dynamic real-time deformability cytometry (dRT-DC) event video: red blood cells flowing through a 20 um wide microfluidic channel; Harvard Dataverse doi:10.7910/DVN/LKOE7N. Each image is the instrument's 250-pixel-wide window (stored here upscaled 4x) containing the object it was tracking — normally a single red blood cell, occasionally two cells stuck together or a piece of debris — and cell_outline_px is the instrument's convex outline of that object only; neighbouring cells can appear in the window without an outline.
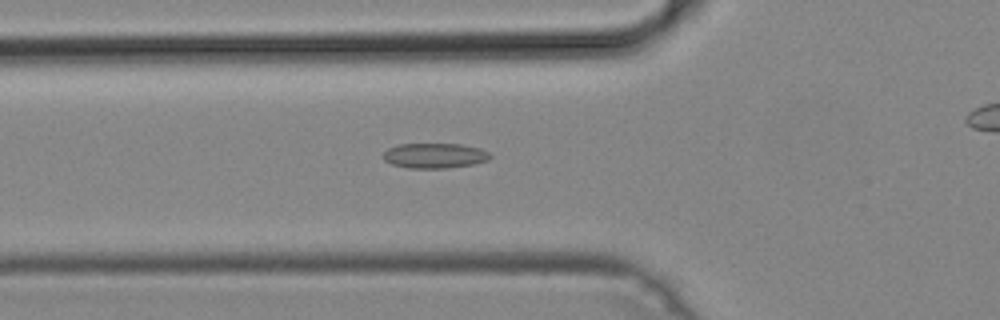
{"species": "common noctule bat (a hibernating species)", "species_latin": "Nyctalus noctula", "temperature_condition": "cold", "stored_images_in_passage": 43, "camera_frame_rate_fps": 3000, "um_per_image_px": 0.085, "animal": {"sex": "male", "body_mass_g": 19.2, "forearm_length_mm": 51.8}, "frame": {"image": 1, "passage_image": 17, "time_ms": 5.333, "image_size_px": [1000, 320], "cell_outline_px": [[492, 156], [488, 160], [472, 164], [448, 168], [408, 168], [392, 164], [384, 160], [384, 152], [388, 148], [400, 144], [460, 144], [480, 148], [488, 152]], "centroid_in_image_um": [36.95, 13.23], "position_along_channel_um": 88.9, "area_um2": 15.55}}
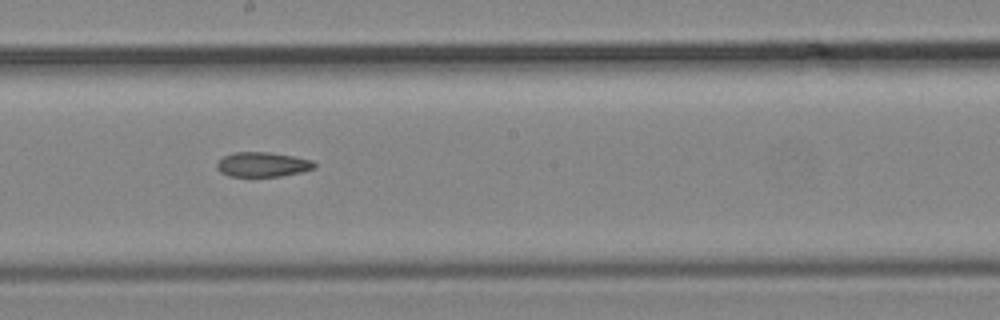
{"frame": {"image": 2, "passage_image": 27, "time_ms": 8.667, "image_size_px": [1000, 320], "cell_outline_px": [[316, 168], [300, 172], [280, 176], [228, 176], [220, 172], [216, 168], [216, 164], [224, 156], [232, 152], [268, 152], [292, 156], [312, 160], [316, 164]], "centroid_in_image_um": [22.3, 13.98], "position_along_channel_um": 225.9, "area_um2": 13.99}}
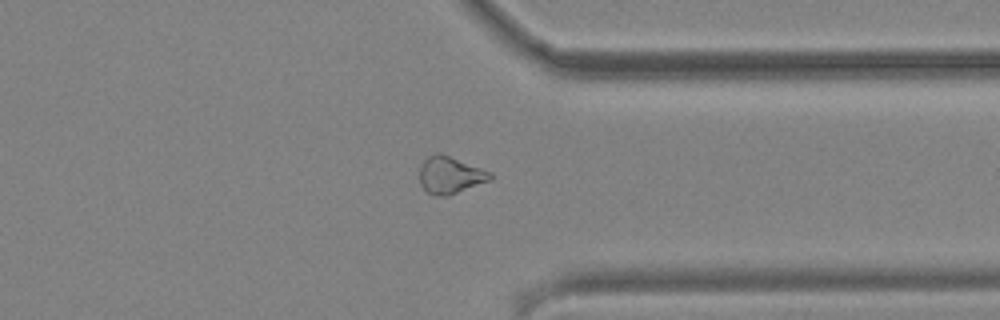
{"frame": {"image": 3, "passage_image": 38, "time_ms": 12.333, "image_size_px": [1000, 320], "cell_outline_px": [[492, 180], [448, 196], [432, 196], [420, 184], [420, 164], [428, 156], [436, 152], [440, 152], [492, 172]], "centroid_in_image_um": [38.27, 14.88], "position_along_channel_um": 373.1, "area_um2": 15.49}}